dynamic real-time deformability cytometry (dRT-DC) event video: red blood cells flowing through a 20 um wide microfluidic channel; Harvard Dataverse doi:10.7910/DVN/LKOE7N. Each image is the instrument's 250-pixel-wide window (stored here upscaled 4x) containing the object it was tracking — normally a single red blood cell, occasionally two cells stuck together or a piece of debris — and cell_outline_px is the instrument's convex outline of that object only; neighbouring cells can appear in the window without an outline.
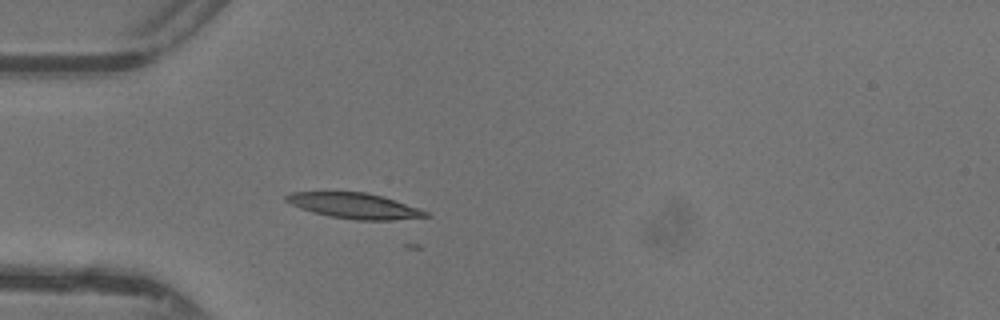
{"species": "common noctule bat (a hibernating species)", "species_latin": "Nyctalus noctula", "temperature_condition": "warm", "stored_images_in_passage": 6, "camera_frame_rate_fps": 3000, "um_per_image_px": 0.085, "animal": {"sex": "female"}, "frame": {"image": 1, "passage_image": 2, "time_ms": 0.333, "image_size_px": [1000, 320], "cell_outline_px": [[432, 216], [392, 220], [356, 220], [332, 216], [312, 212], [300, 208], [284, 200], [284, 196], [292, 192], [364, 192], [380, 196], [428, 212]], "centroid_in_image_um": [30.08, 17.49], "position_along_channel_um": 54.9, "area_um2": 20.29}}
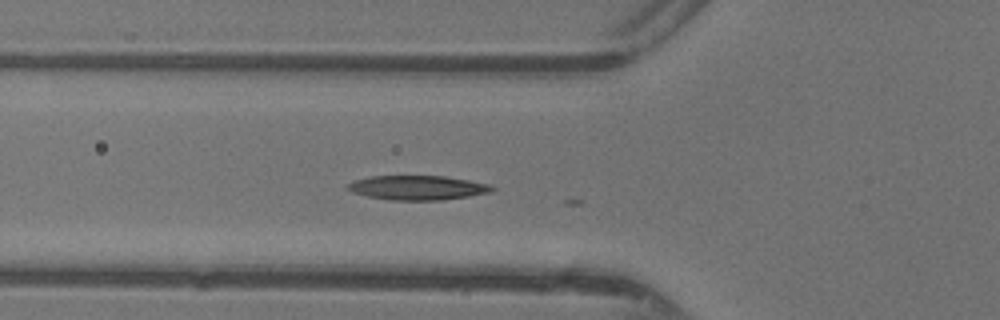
{"frame": {"image": 2, "passage_image": 5, "time_ms": 1.333, "image_size_px": [1000, 320], "cell_outline_px": [[496, 188], [492, 192], [444, 200], [388, 200], [368, 196], [352, 192], [344, 188], [348, 184], [356, 180], [368, 176], [444, 176], [468, 180], [488, 184]], "centroid_in_image_um": [35.48, 15.96], "position_along_channel_um": 90.3, "area_um2": 20.52}}